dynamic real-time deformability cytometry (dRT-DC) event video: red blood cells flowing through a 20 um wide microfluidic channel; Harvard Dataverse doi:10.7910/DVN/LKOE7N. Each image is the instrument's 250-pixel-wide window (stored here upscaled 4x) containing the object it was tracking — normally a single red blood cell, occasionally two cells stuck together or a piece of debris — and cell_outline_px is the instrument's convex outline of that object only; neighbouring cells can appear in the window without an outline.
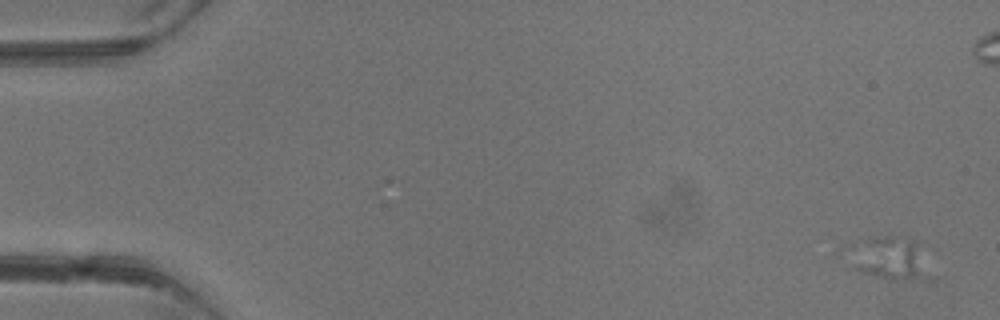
{"species": "common noctule bat (a hibernating species)", "species_latin": "Nyctalus noctula", "temperature_condition": "warm", "stored_images_in_passage": 4, "camera_frame_rate_fps": 3000, "um_per_image_px": 0.085, "animal": {"sex": "male", "body_mass_g": 13.3}, "frame": {"image": 1, "passage_image": 1, "time_ms": 0.0, "image_size_px": [1000, 320], "cell_outline_px": [[920, 248], [916, 276], [904, 280], [892, 280], [860, 272], [852, 268], [864, 240], [880, 236], [896, 236], [912, 240]], "centroid_in_image_um": [75.52, 21.92], "position_along_channel_um": 9.5, "area_um2": 16.94}}